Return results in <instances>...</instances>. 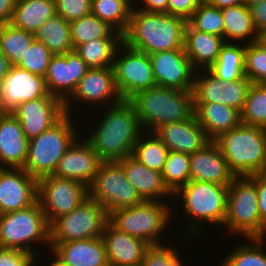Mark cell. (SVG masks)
I'll list each match as a JSON object with an SVG mask.
<instances>
[{
    "label": "cell",
    "mask_w": 266,
    "mask_h": 266,
    "mask_svg": "<svg viewBox=\"0 0 266 266\" xmlns=\"http://www.w3.org/2000/svg\"><path fill=\"white\" fill-rule=\"evenodd\" d=\"M84 135L81 132L82 140L81 136L78 137L63 154L53 175L73 179L89 187L103 160L94 151L90 142L83 138Z\"/></svg>",
    "instance_id": "obj_20"
},
{
    "label": "cell",
    "mask_w": 266,
    "mask_h": 266,
    "mask_svg": "<svg viewBox=\"0 0 266 266\" xmlns=\"http://www.w3.org/2000/svg\"><path fill=\"white\" fill-rule=\"evenodd\" d=\"M248 177L256 184L260 221L266 229V172L256 173Z\"/></svg>",
    "instance_id": "obj_49"
},
{
    "label": "cell",
    "mask_w": 266,
    "mask_h": 266,
    "mask_svg": "<svg viewBox=\"0 0 266 266\" xmlns=\"http://www.w3.org/2000/svg\"><path fill=\"white\" fill-rule=\"evenodd\" d=\"M128 181L145 201H167L174 196L164 184L162 173L142 164L132 154L119 160ZM172 195V196H171ZM163 198V199H162Z\"/></svg>",
    "instance_id": "obj_27"
},
{
    "label": "cell",
    "mask_w": 266,
    "mask_h": 266,
    "mask_svg": "<svg viewBox=\"0 0 266 266\" xmlns=\"http://www.w3.org/2000/svg\"><path fill=\"white\" fill-rule=\"evenodd\" d=\"M150 245L143 256L142 266H168L178 255L176 248L171 244Z\"/></svg>",
    "instance_id": "obj_46"
},
{
    "label": "cell",
    "mask_w": 266,
    "mask_h": 266,
    "mask_svg": "<svg viewBox=\"0 0 266 266\" xmlns=\"http://www.w3.org/2000/svg\"><path fill=\"white\" fill-rule=\"evenodd\" d=\"M245 44L225 43L219 57L208 69L221 81H231L245 76Z\"/></svg>",
    "instance_id": "obj_33"
},
{
    "label": "cell",
    "mask_w": 266,
    "mask_h": 266,
    "mask_svg": "<svg viewBox=\"0 0 266 266\" xmlns=\"http://www.w3.org/2000/svg\"><path fill=\"white\" fill-rule=\"evenodd\" d=\"M250 243L236 245L221 261L220 266H266L265 238H247Z\"/></svg>",
    "instance_id": "obj_39"
},
{
    "label": "cell",
    "mask_w": 266,
    "mask_h": 266,
    "mask_svg": "<svg viewBox=\"0 0 266 266\" xmlns=\"http://www.w3.org/2000/svg\"><path fill=\"white\" fill-rule=\"evenodd\" d=\"M132 8L131 0H91V13L121 35L128 27Z\"/></svg>",
    "instance_id": "obj_36"
},
{
    "label": "cell",
    "mask_w": 266,
    "mask_h": 266,
    "mask_svg": "<svg viewBox=\"0 0 266 266\" xmlns=\"http://www.w3.org/2000/svg\"><path fill=\"white\" fill-rule=\"evenodd\" d=\"M37 258L23 250L0 248V266H36Z\"/></svg>",
    "instance_id": "obj_47"
},
{
    "label": "cell",
    "mask_w": 266,
    "mask_h": 266,
    "mask_svg": "<svg viewBox=\"0 0 266 266\" xmlns=\"http://www.w3.org/2000/svg\"><path fill=\"white\" fill-rule=\"evenodd\" d=\"M34 39V34L5 23L0 29V52L9 59L12 66H17Z\"/></svg>",
    "instance_id": "obj_38"
},
{
    "label": "cell",
    "mask_w": 266,
    "mask_h": 266,
    "mask_svg": "<svg viewBox=\"0 0 266 266\" xmlns=\"http://www.w3.org/2000/svg\"><path fill=\"white\" fill-rule=\"evenodd\" d=\"M261 1L262 0H243V5H245L246 7H250L251 5L259 3Z\"/></svg>",
    "instance_id": "obj_58"
},
{
    "label": "cell",
    "mask_w": 266,
    "mask_h": 266,
    "mask_svg": "<svg viewBox=\"0 0 266 266\" xmlns=\"http://www.w3.org/2000/svg\"><path fill=\"white\" fill-rule=\"evenodd\" d=\"M256 184L248 177H235L228 185L227 213L223 224L228 233L246 238H265L261 225Z\"/></svg>",
    "instance_id": "obj_9"
},
{
    "label": "cell",
    "mask_w": 266,
    "mask_h": 266,
    "mask_svg": "<svg viewBox=\"0 0 266 266\" xmlns=\"http://www.w3.org/2000/svg\"><path fill=\"white\" fill-rule=\"evenodd\" d=\"M104 111L96 122V129L90 130L92 134L88 132L85 137L103 161H119L133 153L143 129L129 100L105 107Z\"/></svg>",
    "instance_id": "obj_1"
},
{
    "label": "cell",
    "mask_w": 266,
    "mask_h": 266,
    "mask_svg": "<svg viewBox=\"0 0 266 266\" xmlns=\"http://www.w3.org/2000/svg\"><path fill=\"white\" fill-rule=\"evenodd\" d=\"M121 100L115 85L113 67L89 68L73 94L64 102V108L67 114H73V111L76 110L71 108L72 101L73 103L77 101L80 105L84 103L82 106L89 104L88 106L92 105L93 108L99 105L103 107L102 104L108 107Z\"/></svg>",
    "instance_id": "obj_15"
},
{
    "label": "cell",
    "mask_w": 266,
    "mask_h": 266,
    "mask_svg": "<svg viewBox=\"0 0 266 266\" xmlns=\"http://www.w3.org/2000/svg\"><path fill=\"white\" fill-rule=\"evenodd\" d=\"M122 38H99L78 45L74 50L89 68L113 67L114 55Z\"/></svg>",
    "instance_id": "obj_34"
},
{
    "label": "cell",
    "mask_w": 266,
    "mask_h": 266,
    "mask_svg": "<svg viewBox=\"0 0 266 266\" xmlns=\"http://www.w3.org/2000/svg\"><path fill=\"white\" fill-rule=\"evenodd\" d=\"M55 14V0L18 1L10 24L35 34Z\"/></svg>",
    "instance_id": "obj_31"
},
{
    "label": "cell",
    "mask_w": 266,
    "mask_h": 266,
    "mask_svg": "<svg viewBox=\"0 0 266 266\" xmlns=\"http://www.w3.org/2000/svg\"><path fill=\"white\" fill-rule=\"evenodd\" d=\"M3 24H4V23L0 21V29H1V27H2Z\"/></svg>",
    "instance_id": "obj_59"
},
{
    "label": "cell",
    "mask_w": 266,
    "mask_h": 266,
    "mask_svg": "<svg viewBox=\"0 0 266 266\" xmlns=\"http://www.w3.org/2000/svg\"><path fill=\"white\" fill-rule=\"evenodd\" d=\"M89 67L75 50L53 55L44 79L50 95L65 102L75 91Z\"/></svg>",
    "instance_id": "obj_18"
},
{
    "label": "cell",
    "mask_w": 266,
    "mask_h": 266,
    "mask_svg": "<svg viewBox=\"0 0 266 266\" xmlns=\"http://www.w3.org/2000/svg\"><path fill=\"white\" fill-rule=\"evenodd\" d=\"M241 122L266 129V85L250 84L241 112Z\"/></svg>",
    "instance_id": "obj_41"
},
{
    "label": "cell",
    "mask_w": 266,
    "mask_h": 266,
    "mask_svg": "<svg viewBox=\"0 0 266 266\" xmlns=\"http://www.w3.org/2000/svg\"><path fill=\"white\" fill-rule=\"evenodd\" d=\"M186 23L183 18L168 13L146 12L133 7L128 27L122 34V42L148 55L184 49Z\"/></svg>",
    "instance_id": "obj_2"
},
{
    "label": "cell",
    "mask_w": 266,
    "mask_h": 266,
    "mask_svg": "<svg viewBox=\"0 0 266 266\" xmlns=\"http://www.w3.org/2000/svg\"><path fill=\"white\" fill-rule=\"evenodd\" d=\"M37 190L38 180L23 168H0V214L34 204Z\"/></svg>",
    "instance_id": "obj_21"
},
{
    "label": "cell",
    "mask_w": 266,
    "mask_h": 266,
    "mask_svg": "<svg viewBox=\"0 0 266 266\" xmlns=\"http://www.w3.org/2000/svg\"><path fill=\"white\" fill-rule=\"evenodd\" d=\"M115 85L122 100L157 86L150 56L132 49L123 42L118 46L113 61Z\"/></svg>",
    "instance_id": "obj_12"
},
{
    "label": "cell",
    "mask_w": 266,
    "mask_h": 266,
    "mask_svg": "<svg viewBox=\"0 0 266 266\" xmlns=\"http://www.w3.org/2000/svg\"><path fill=\"white\" fill-rule=\"evenodd\" d=\"M139 4H143L142 7ZM167 6L168 0H135L133 3V7L146 12L167 13Z\"/></svg>",
    "instance_id": "obj_51"
},
{
    "label": "cell",
    "mask_w": 266,
    "mask_h": 266,
    "mask_svg": "<svg viewBox=\"0 0 266 266\" xmlns=\"http://www.w3.org/2000/svg\"><path fill=\"white\" fill-rule=\"evenodd\" d=\"M49 253L65 266H109L102 237L53 244Z\"/></svg>",
    "instance_id": "obj_25"
},
{
    "label": "cell",
    "mask_w": 266,
    "mask_h": 266,
    "mask_svg": "<svg viewBox=\"0 0 266 266\" xmlns=\"http://www.w3.org/2000/svg\"><path fill=\"white\" fill-rule=\"evenodd\" d=\"M194 115L209 140L239 126L241 112L220 103H193Z\"/></svg>",
    "instance_id": "obj_29"
},
{
    "label": "cell",
    "mask_w": 266,
    "mask_h": 266,
    "mask_svg": "<svg viewBox=\"0 0 266 266\" xmlns=\"http://www.w3.org/2000/svg\"><path fill=\"white\" fill-rule=\"evenodd\" d=\"M4 112L1 110V108H0V116L3 114Z\"/></svg>",
    "instance_id": "obj_60"
},
{
    "label": "cell",
    "mask_w": 266,
    "mask_h": 266,
    "mask_svg": "<svg viewBox=\"0 0 266 266\" xmlns=\"http://www.w3.org/2000/svg\"><path fill=\"white\" fill-rule=\"evenodd\" d=\"M225 43L223 37L193 29L188 23L185 25L183 48L195 70L209 69Z\"/></svg>",
    "instance_id": "obj_28"
},
{
    "label": "cell",
    "mask_w": 266,
    "mask_h": 266,
    "mask_svg": "<svg viewBox=\"0 0 266 266\" xmlns=\"http://www.w3.org/2000/svg\"><path fill=\"white\" fill-rule=\"evenodd\" d=\"M129 101L146 132H154L164 124L187 120L194 114L192 91L154 86L136 93Z\"/></svg>",
    "instance_id": "obj_4"
},
{
    "label": "cell",
    "mask_w": 266,
    "mask_h": 266,
    "mask_svg": "<svg viewBox=\"0 0 266 266\" xmlns=\"http://www.w3.org/2000/svg\"><path fill=\"white\" fill-rule=\"evenodd\" d=\"M149 56L157 86L192 91L196 70L184 49L161 51Z\"/></svg>",
    "instance_id": "obj_17"
},
{
    "label": "cell",
    "mask_w": 266,
    "mask_h": 266,
    "mask_svg": "<svg viewBox=\"0 0 266 266\" xmlns=\"http://www.w3.org/2000/svg\"><path fill=\"white\" fill-rule=\"evenodd\" d=\"M169 151L193 154L210 140L193 114L189 119L168 123L154 131Z\"/></svg>",
    "instance_id": "obj_24"
},
{
    "label": "cell",
    "mask_w": 266,
    "mask_h": 266,
    "mask_svg": "<svg viewBox=\"0 0 266 266\" xmlns=\"http://www.w3.org/2000/svg\"><path fill=\"white\" fill-rule=\"evenodd\" d=\"M250 84L247 76L221 81L208 69L196 70L192 89L193 103H220L242 112Z\"/></svg>",
    "instance_id": "obj_14"
},
{
    "label": "cell",
    "mask_w": 266,
    "mask_h": 266,
    "mask_svg": "<svg viewBox=\"0 0 266 266\" xmlns=\"http://www.w3.org/2000/svg\"><path fill=\"white\" fill-rule=\"evenodd\" d=\"M256 43L266 50V31L257 34Z\"/></svg>",
    "instance_id": "obj_55"
},
{
    "label": "cell",
    "mask_w": 266,
    "mask_h": 266,
    "mask_svg": "<svg viewBox=\"0 0 266 266\" xmlns=\"http://www.w3.org/2000/svg\"><path fill=\"white\" fill-rule=\"evenodd\" d=\"M108 221L106 210L88 196L70 213L49 224L50 247L67 241L101 237Z\"/></svg>",
    "instance_id": "obj_10"
},
{
    "label": "cell",
    "mask_w": 266,
    "mask_h": 266,
    "mask_svg": "<svg viewBox=\"0 0 266 266\" xmlns=\"http://www.w3.org/2000/svg\"><path fill=\"white\" fill-rule=\"evenodd\" d=\"M234 178L222 152L212 140L190 155L191 181L229 185Z\"/></svg>",
    "instance_id": "obj_23"
},
{
    "label": "cell",
    "mask_w": 266,
    "mask_h": 266,
    "mask_svg": "<svg viewBox=\"0 0 266 266\" xmlns=\"http://www.w3.org/2000/svg\"><path fill=\"white\" fill-rule=\"evenodd\" d=\"M55 7L56 14L68 22L91 14V0H55Z\"/></svg>",
    "instance_id": "obj_45"
},
{
    "label": "cell",
    "mask_w": 266,
    "mask_h": 266,
    "mask_svg": "<svg viewBox=\"0 0 266 266\" xmlns=\"http://www.w3.org/2000/svg\"><path fill=\"white\" fill-rule=\"evenodd\" d=\"M36 243L50 252L49 224L38 200L24 209L0 214V248L27 251L38 258L33 248Z\"/></svg>",
    "instance_id": "obj_8"
},
{
    "label": "cell",
    "mask_w": 266,
    "mask_h": 266,
    "mask_svg": "<svg viewBox=\"0 0 266 266\" xmlns=\"http://www.w3.org/2000/svg\"><path fill=\"white\" fill-rule=\"evenodd\" d=\"M244 65L251 83L266 85V50L256 42L245 45Z\"/></svg>",
    "instance_id": "obj_44"
},
{
    "label": "cell",
    "mask_w": 266,
    "mask_h": 266,
    "mask_svg": "<svg viewBox=\"0 0 266 266\" xmlns=\"http://www.w3.org/2000/svg\"><path fill=\"white\" fill-rule=\"evenodd\" d=\"M88 196L98 202L108 215L117 209L138 205L144 201L128 181L119 161L102 162L88 187Z\"/></svg>",
    "instance_id": "obj_11"
},
{
    "label": "cell",
    "mask_w": 266,
    "mask_h": 266,
    "mask_svg": "<svg viewBox=\"0 0 266 266\" xmlns=\"http://www.w3.org/2000/svg\"><path fill=\"white\" fill-rule=\"evenodd\" d=\"M17 0H0V21L10 23L15 11Z\"/></svg>",
    "instance_id": "obj_52"
},
{
    "label": "cell",
    "mask_w": 266,
    "mask_h": 266,
    "mask_svg": "<svg viewBox=\"0 0 266 266\" xmlns=\"http://www.w3.org/2000/svg\"><path fill=\"white\" fill-rule=\"evenodd\" d=\"M227 194L228 185L190 180L173 195L183 203H180L185 212L183 215H186L187 220H192L190 226L187 224L188 227L185 226L180 232L183 239L203 234V223L223 227L227 213Z\"/></svg>",
    "instance_id": "obj_3"
},
{
    "label": "cell",
    "mask_w": 266,
    "mask_h": 266,
    "mask_svg": "<svg viewBox=\"0 0 266 266\" xmlns=\"http://www.w3.org/2000/svg\"><path fill=\"white\" fill-rule=\"evenodd\" d=\"M29 140L12 112L0 116V168H23Z\"/></svg>",
    "instance_id": "obj_26"
},
{
    "label": "cell",
    "mask_w": 266,
    "mask_h": 266,
    "mask_svg": "<svg viewBox=\"0 0 266 266\" xmlns=\"http://www.w3.org/2000/svg\"><path fill=\"white\" fill-rule=\"evenodd\" d=\"M168 153L169 149L154 132L143 131L136 141L132 155L148 168L161 172Z\"/></svg>",
    "instance_id": "obj_37"
},
{
    "label": "cell",
    "mask_w": 266,
    "mask_h": 266,
    "mask_svg": "<svg viewBox=\"0 0 266 266\" xmlns=\"http://www.w3.org/2000/svg\"><path fill=\"white\" fill-rule=\"evenodd\" d=\"M12 114L19 120L30 141L56 124L65 114L64 102L55 96H45L19 104Z\"/></svg>",
    "instance_id": "obj_16"
},
{
    "label": "cell",
    "mask_w": 266,
    "mask_h": 266,
    "mask_svg": "<svg viewBox=\"0 0 266 266\" xmlns=\"http://www.w3.org/2000/svg\"><path fill=\"white\" fill-rule=\"evenodd\" d=\"M166 202L144 200L138 205L117 209L109 214V222L119 231L140 238L149 245L164 244L160 238L162 235L165 238L174 208Z\"/></svg>",
    "instance_id": "obj_7"
},
{
    "label": "cell",
    "mask_w": 266,
    "mask_h": 266,
    "mask_svg": "<svg viewBox=\"0 0 266 266\" xmlns=\"http://www.w3.org/2000/svg\"><path fill=\"white\" fill-rule=\"evenodd\" d=\"M203 0H168L167 13L183 18L186 22Z\"/></svg>",
    "instance_id": "obj_48"
},
{
    "label": "cell",
    "mask_w": 266,
    "mask_h": 266,
    "mask_svg": "<svg viewBox=\"0 0 266 266\" xmlns=\"http://www.w3.org/2000/svg\"><path fill=\"white\" fill-rule=\"evenodd\" d=\"M87 197L88 187L79 181L55 175L38 179L37 200L48 224L70 213Z\"/></svg>",
    "instance_id": "obj_13"
},
{
    "label": "cell",
    "mask_w": 266,
    "mask_h": 266,
    "mask_svg": "<svg viewBox=\"0 0 266 266\" xmlns=\"http://www.w3.org/2000/svg\"><path fill=\"white\" fill-rule=\"evenodd\" d=\"M101 237L109 266H142L144 253L150 246L148 243L119 231L109 221Z\"/></svg>",
    "instance_id": "obj_22"
},
{
    "label": "cell",
    "mask_w": 266,
    "mask_h": 266,
    "mask_svg": "<svg viewBox=\"0 0 266 266\" xmlns=\"http://www.w3.org/2000/svg\"><path fill=\"white\" fill-rule=\"evenodd\" d=\"M180 255L178 254L169 264L168 266H183V260L181 261Z\"/></svg>",
    "instance_id": "obj_56"
},
{
    "label": "cell",
    "mask_w": 266,
    "mask_h": 266,
    "mask_svg": "<svg viewBox=\"0 0 266 266\" xmlns=\"http://www.w3.org/2000/svg\"><path fill=\"white\" fill-rule=\"evenodd\" d=\"M187 23L193 29L224 38V21L221 9L204 0Z\"/></svg>",
    "instance_id": "obj_42"
},
{
    "label": "cell",
    "mask_w": 266,
    "mask_h": 266,
    "mask_svg": "<svg viewBox=\"0 0 266 266\" xmlns=\"http://www.w3.org/2000/svg\"><path fill=\"white\" fill-rule=\"evenodd\" d=\"M235 177L266 172V129L241 123L212 140Z\"/></svg>",
    "instance_id": "obj_5"
},
{
    "label": "cell",
    "mask_w": 266,
    "mask_h": 266,
    "mask_svg": "<svg viewBox=\"0 0 266 266\" xmlns=\"http://www.w3.org/2000/svg\"><path fill=\"white\" fill-rule=\"evenodd\" d=\"M35 39L43 43L53 55L73 51L70 22L55 14L34 34Z\"/></svg>",
    "instance_id": "obj_32"
},
{
    "label": "cell",
    "mask_w": 266,
    "mask_h": 266,
    "mask_svg": "<svg viewBox=\"0 0 266 266\" xmlns=\"http://www.w3.org/2000/svg\"><path fill=\"white\" fill-rule=\"evenodd\" d=\"M52 56L53 54L43 43L34 39L17 66L44 77Z\"/></svg>",
    "instance_id": "obj_43"
},
{
    "label": "cell",
    "mask_w": 266,
    "mask_h": 266,
    "mask_svg": "<svg viewBox=\"0 0 266 266\" xmlns=\"http://www.w3.org/2000/svg\"><path fill=\"white\" fill-rule=\"evenodd\" d=\"M70 33L74 49L78 45L94 39L122 38V35L118 31L92 13L80 19L71 21Z\"/></svg>",
    "instance_id": "obj_35"
},
{
    "label": "cell",
    "mask_w": 266,
    "mask_h": 266,
    "mask_svg": "<svg viewBox=\"0 0 266 266\" xmlns=\"http://www.w3.org/2000/svg\"><path fill=\"white\" fill-rule=\"evenodd\" d=\"M161 173L164 184L174 195L190 181V155L169 151Z\"/></svg>",
    "instance_id": "obj_40"
},
{
    "label": "cell",
    "mask_w": 266,
    "mask_h": 266,
    "mask_svg": "<svg viewBox=\"0 0 266 266\" xmlns=\"http://www.w3.org/2000/svg\"><path fill=\"white\" fill-rule=\"evenodd\" d=\"M50 95L44 77L12 66L0 85V108L12 112L19 104Z\"/></svg>",
    "instance_id": "obj_19"
},
{
    "label": "cell",
    "mask_w": 266,
    "mask_h": 266,
    "mask_svg": "<svg viewBox=\"0 0 266 266\" xmlns=\"http://www.w3.org/2000/svg\"><path fill=\"white\" fill-rule=\"evenodd\" d=\"M204 1L213 6H216L219 9L243 4V0H204Z\"/></svg>",
    "instance_id": "obj_54"
},
{
    "label": "cell",
    "mask_w": 266,
    "mask_h": 266,
    "mask_svg": "<svg viewBox=\"0 0 266 266\" xmlns=\"http://www.w3.org/2000/svg\"><path fill=\"white\" fill-rule=\"evenodd\" d=\"M73 115L65 114L56 124L29 141L23 169L35 179L53 175L60 158L80 137Z\"/></svg>",
    "instance_id": "obj_6"
},
{
    "label": "cell",
    "mask_w": 266,
    "mask_h": 266,
    "mask_svg": "<svg viewBox=\"0 0 266 266\" xmlns=\"http://www.w3.org/2000/svg\"><path fill=\"white\" fill-rule=\"evenodd\" d=\"M224 21V40L227 43L250 44L256 42L257 30L249 7L229 6L221 9ZM239 40V41H238ZM246 40V41H245Z\"/></svg>",
    "instance_id": "obj_30"
},
{
    "label": "cell",
    "mask_w": 266,
    "mask_h": 266,
    "mask_svg": "<svg viewBox=\"0 0 266 266\" xmlns=\"http://www.w3.org/2000/svg\"><path fill=\"white\" fill-rule=\"evenodd\" d=\"M257 33L266 31V0L249 7Z\"/></svg>",
    "instance_id": "obj_50"
},
{
    "label": "cell",
    "mask_w": 266,
    "mask_h": 266,
    "mask_svg": "<svg viewBox=\"0 0 266 266\" xmlns=\"http://www.w3.org/2000/svg\"><path fill=\"white\" fill-rule=\"evenodd\" d=\"M50 258L52 260H50L51 262H48L49 263V266H65L60 261H58L54 256H50Z\"/></svg>",
    "instance_id": "obj_57"
},
{
    "label": "cell",
    "mask_w": 266,
    "mask_h": 266,
    "mask_svg": "<svg viewBox=\"0 0 266 266\" xmlns=\"http://www.w3.org/2000/svg\"><path fill=\"white\" fill-rule=\"evenodd\" d=\"M12 67L9 59L0 52V85L4 78L9 74L10 68Z\"/></svg>",
    "instance_id": "obj_53"
}]
</instances>
